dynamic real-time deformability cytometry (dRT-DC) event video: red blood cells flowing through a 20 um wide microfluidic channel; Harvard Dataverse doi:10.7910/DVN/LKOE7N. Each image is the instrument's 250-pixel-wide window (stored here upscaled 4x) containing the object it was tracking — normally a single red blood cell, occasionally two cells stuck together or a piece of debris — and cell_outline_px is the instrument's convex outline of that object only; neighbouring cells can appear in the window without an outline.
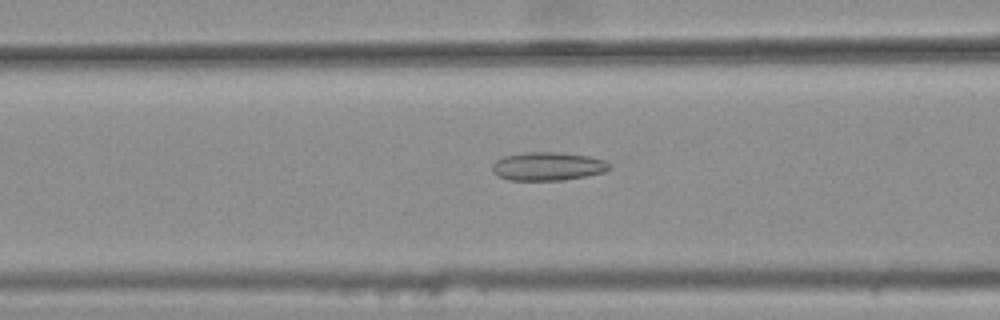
{"species": "common noctule bat (a hibernating species)", "species_latin": "Nyctalus noctula", "temperature_condition": "warm", "stored_images_in_passage": 31, "camera_frame_rate_fps": 3000, "um_per_image_px": 0.085, "animal": {"sex": "female", "body_mass_g": 25.1}, "frame": {"image": 1, "passage_image": 6, "time_ms": 1.667, "image_size_px": [1000, 320], "cell_outline_px": [[608, 168], [604, 172], [564, 180], [508, 180], [492, 172], [492, 164], [496, 160], [504, 156], [524, 152], [560, 152], [588, 156], [604, 160], [608, 164]], "centroid_in_image_um": [46.51, 14.13], "position_along_channel_um": 120.1, "area_um2": 19.25}}
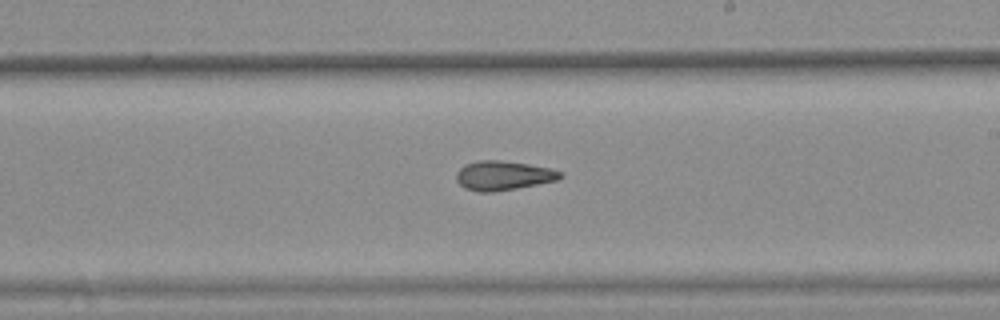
{"frame": {"image": 2, "passage_image": 16, "time_ms": 5.0, "image_size_px": [1000, 320], "cell_outline_px": [[564, 176], [560, 180], [516, 188], [492, 192], [480, 192], [464, 188], [456, 180], [456, 172], [464, 164], [476, 160], [500, 160], [528, 164], [548, 168], [564, 172]], "centroid_in_image_um": [42.78, 14.92], "position_along_channel_um": 246.2, "area_um2": 17.92}}
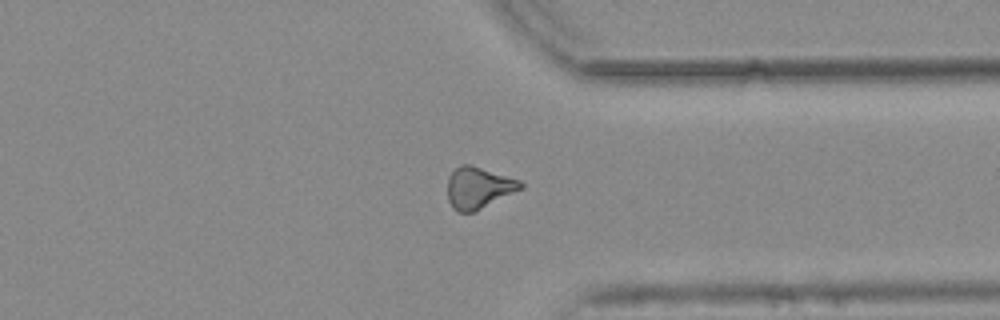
{"frame": {"image": 3, "passage_image": 26, "time_ms": 8.333, "image_size_px": [1000, 320], "cell_outline_px": [[524, 188], [472, 212], [456, 212], [452, 208], [448, 200], [448, 176], [456, 168], [464, 164], [472, 164], [520, 180], [524, 184]], "centroid_in_image_um": [40.67, 15.95], "position_along_channel_um": 370.7, "area_um2": 17.69}, "authors_computed_cell_mechanics": {"area_um2": 17.4556, "velocity_mm_per_s": 3.795, "shape_relaxation_time_tau1_ms": null, "shape_relaxation_time_tau2_ms": 3.9775, "deformation_change_tau1": null, "deformation_change_tau2": 0.1311}}